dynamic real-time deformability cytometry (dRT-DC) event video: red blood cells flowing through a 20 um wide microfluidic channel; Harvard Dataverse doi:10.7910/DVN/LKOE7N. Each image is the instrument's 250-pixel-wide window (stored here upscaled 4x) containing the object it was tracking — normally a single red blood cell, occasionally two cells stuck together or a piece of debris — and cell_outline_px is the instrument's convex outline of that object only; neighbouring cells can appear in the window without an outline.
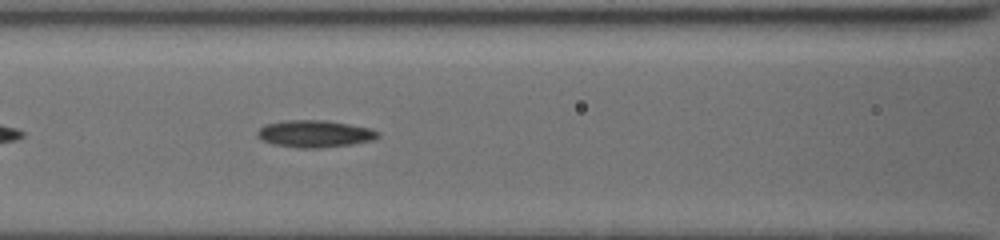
{"species": "common noctule bat (a hibernating species)", "species_latin": "Nyctalus noctula", "temperature_condition": "cold", "stored_images_in_passage": 10, "camera_frame_rate_fps": 3000, "um_per_image_px": 0.085, "animal": {"sex": "female", "body_mass_g": 19.5, "forearm_length_mm": 54.1}, "frame": {"image": 1, "passage_image": 10, "time_ms": 4.333, "image_size_px": [1000, 240], "cell_outline_px": [[380, 136], [376, 140], [352, 144], [320, 148], [300, 148], [272, 144], [256, 136], [256, 132], [264, 124], [284, 120], [328, 120], [372, 128], [380, 132]], "centroid_in_image_um": [26.79, 11.36], "position_along_channel_um": 139.8, "area_um2": 19.36}}